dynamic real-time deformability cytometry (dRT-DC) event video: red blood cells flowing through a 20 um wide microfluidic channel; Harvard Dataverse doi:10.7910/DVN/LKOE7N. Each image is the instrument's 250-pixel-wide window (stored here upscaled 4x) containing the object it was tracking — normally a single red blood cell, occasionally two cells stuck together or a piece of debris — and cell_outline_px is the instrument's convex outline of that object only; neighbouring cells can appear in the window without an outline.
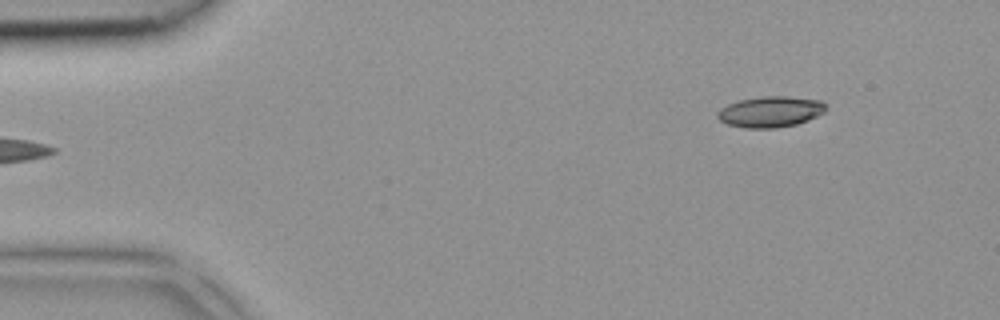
{"species": "common noctule bat (a hibernating species)", "species_latin": "Nyctalus noctula", "temperature_condition": "room temperature", "stored_images_in_passage": 4, "camera_frame_rate_fps": 3000, "um_per_image_px": 0.085, "animal": {"sex": "female", "body_mass_g": 18.4}, "frame": {"image": 1, "passage_image": 4, "time_ms": 1.0, "image_size_px": [1000, 320], "cell_outline_px": [[828, 108], [824, 112], [808, 120], [796, 124], [776, 128], [744, 128], [728, 124], [720, 120], [716, 116], [716, 112], [720, 108], [728, 104], [740, 100], [764, 96], [784, 96], [820, 100]], "centroid_in_image_um": [65.47, 9.5], "position_along_channel_um": 19.5, "area_um2": 19.48}}